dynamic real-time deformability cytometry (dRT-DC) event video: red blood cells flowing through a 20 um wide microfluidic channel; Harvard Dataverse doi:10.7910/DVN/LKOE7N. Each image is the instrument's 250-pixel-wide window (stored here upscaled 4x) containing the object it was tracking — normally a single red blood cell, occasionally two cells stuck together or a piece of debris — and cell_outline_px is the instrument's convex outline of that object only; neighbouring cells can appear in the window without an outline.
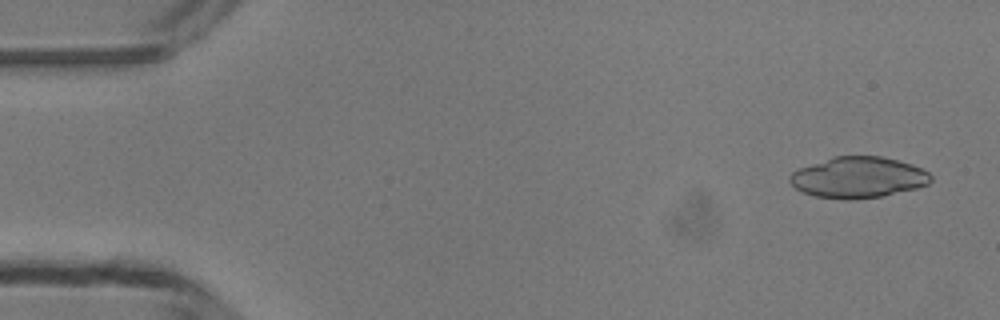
{"species": "common noctule bat (a hibernating species)", "species_latin": "Nyctalus noctula", "temperature_condition": "room temperature", "stored_images_in_passage": 49, "segment_of_instrument_passage": [1, 2], "camera_frame_rate_fps": 3000, "um_per_image_px": 0.085, "animal": {"sex": "male", "body_mass_g": 13.3}, "frame": {"image": 1, "passage_image": 3, "time_ms": 0.667, "image_size_px": [1000, 320], "cell_outline_px": [[932, 180], [928, 184], [916, 188], [884, 196], [856, 200], [844, 200], [816, 196], [804, 192], [796, 188], [788, 180], [788, 176], [792, 172], [800, 168], [836, 156], [880, 156], [912, 164], [928, 172], [932, 176]], "centroid_in_image_um": [72.96, 15.1], "position_along_channel_um": 12.0, "area_um2": 33.64}}